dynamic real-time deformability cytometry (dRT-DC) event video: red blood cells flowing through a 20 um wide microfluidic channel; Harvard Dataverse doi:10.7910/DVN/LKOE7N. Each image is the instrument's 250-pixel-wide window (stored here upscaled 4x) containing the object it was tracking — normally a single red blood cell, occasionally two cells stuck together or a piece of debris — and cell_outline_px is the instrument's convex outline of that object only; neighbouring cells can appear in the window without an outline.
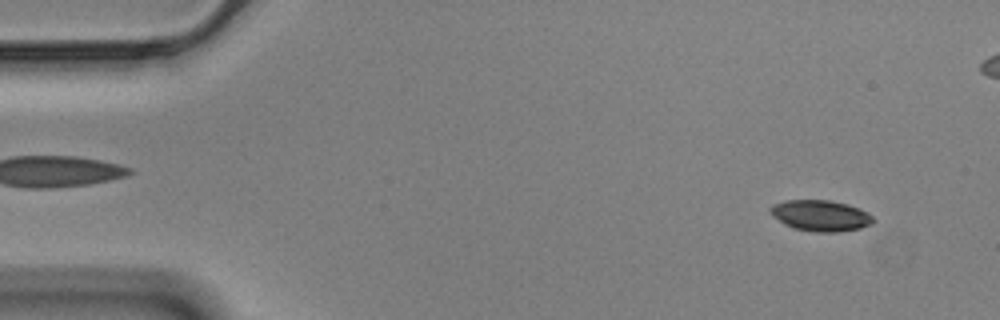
{"species": "Egyptian fruit bat (a non-hibernating species)", "species_latin": "Rousettus aegyptiacus", "temperature_condition": "cold", "stored_images_in_passage": 57, "camera_frame_rate_fps": 3000, "um_per_image_px": 0.085, "animal": {"sex": "male"}, "frame": {"image": 1, "passage_image": 4, "time_ms": 1.0, "image_size_px": [1000, 320], "cell_outline_px": [[876, 220], [872, 224], [860, 228], [840, 232], [816, 232], [792, 228], [784, 224], [772, 216], [768, 212], [768, 208], [772, 204], [784, 200], [828, 200], [848, 204], [868, 212]], "centroid_in_image_um": [69.72, 18.33], "position_along_channel_um": 15.3, "area_um2": 18.9}}
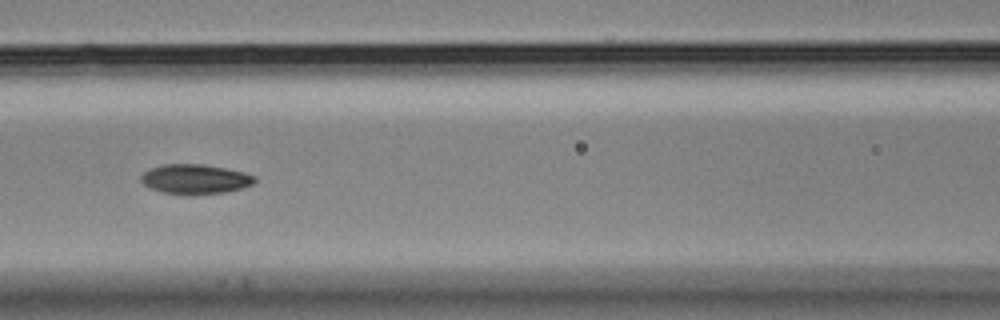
{"frame": {"image": 2, "passage_image": 24, "time_ms": 7.667, "image_size_px": [1000, 320], "cell_outline_px": [[256, 180], [252, 184], [244, 188], [224, 192], [192, 196], [184, 196], [164, 192], [148, 188], [140, 180], [140, 176], [144, 172], [152, 168], [164, 164], [204, 164], [244, 172], [256, 176]], "centroid_in_image_um": [16.58, 15.25], "position_along_channel_um": 150.0, "area_um2": 20.0}}
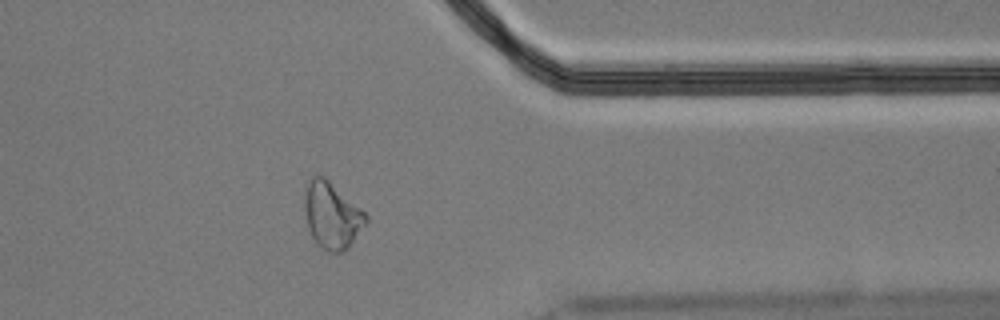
{"frame": {"image": 3, "passage_image": 45, "time_ms": 14.667, "image_size_px": [1000, 320], "cell_outline_px": [[368, 224], [348, 248], [344, 252], [328, 252], [316, 244], [308, 228], [304, 212], [304, 204], [308, 184], [312, 176], [316, 172], [324, 176], [360, 208], [368, 216]], "centroid_in_image_um": [28.23, 18.33], "position_along_channel_um": 383.2, "area_um2": 23.87}, "authors_computed_cell_mechanics": {"area_um2": 19.7098, "velocity_mm_per_s": 3.5056, "shape_relaxation_time_tau1_ms": 3.0142, "shape_relaxation_time_tau2_ms": 5.9027, "deformation_change_tau1": 0.1318, "deformation_change_tau2": 0.1168}}